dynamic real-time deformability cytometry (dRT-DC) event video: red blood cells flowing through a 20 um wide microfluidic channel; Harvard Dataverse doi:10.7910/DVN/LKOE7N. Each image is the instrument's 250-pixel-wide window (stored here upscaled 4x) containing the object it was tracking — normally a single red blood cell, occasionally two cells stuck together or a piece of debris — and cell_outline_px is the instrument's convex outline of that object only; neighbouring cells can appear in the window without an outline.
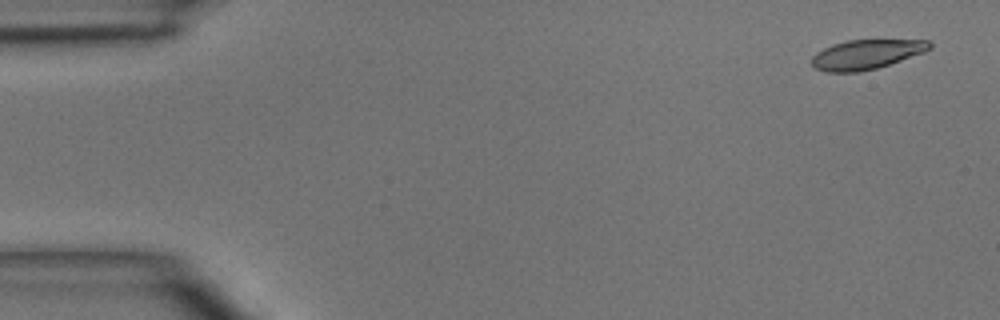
{"species": "common noctule bat (a hibernating species)", "species_latin": "Nyctalus noctula", "temperature_condition": "room temperature", "stored_images_in_passage": 4, "camera_frame_rate_fps": 3000, "um_per_image_px": 0.085, "animal": {"sex": "male", "body_mass_g": 15.6}, "frame": {"image": 1, "passage_image": 1, "time_ms": 0.0, "image_size_px": [1000, 320], "cell_outline_px": [[932, 48], [924, 52], [876, 68], [860, 72], [828, 72], [816, 68], [812, 64], [812, 56], [816, 52], [832, 44], [848, 40], [928, 40], [932, 44]], "centroid_in_image_um": [73.63, 4.62], "position_along_channel_um": 11.4, "area_um2": 20.11}}
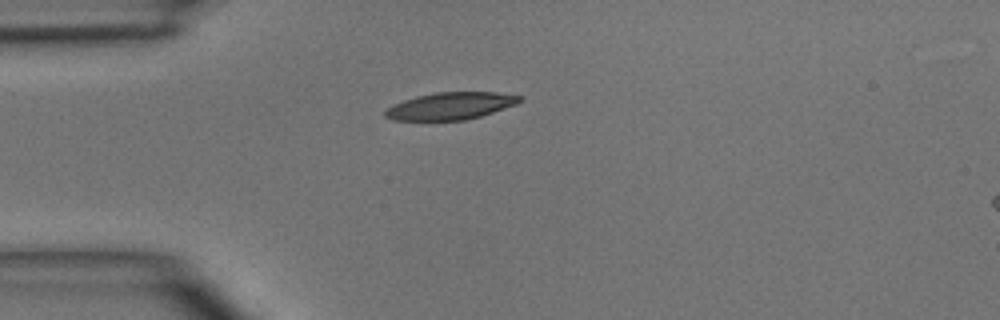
{"frame": {"image": 2, "passage_image": 4, "time_ms": 3.333, "image_size_px": [1000, 320], "cell_outline_px": [[524, 100], [516, 104], [480, 116], [464, 120], [392, 120], [384, 116], [384, 112], [392, 104], [416, 96], [436, 92], [496, 92], [520, 96]], "centroid_in_image_um": [38.27, 9.0], "position_along_channel_um": 46.7, "area_um2": 21.21}}